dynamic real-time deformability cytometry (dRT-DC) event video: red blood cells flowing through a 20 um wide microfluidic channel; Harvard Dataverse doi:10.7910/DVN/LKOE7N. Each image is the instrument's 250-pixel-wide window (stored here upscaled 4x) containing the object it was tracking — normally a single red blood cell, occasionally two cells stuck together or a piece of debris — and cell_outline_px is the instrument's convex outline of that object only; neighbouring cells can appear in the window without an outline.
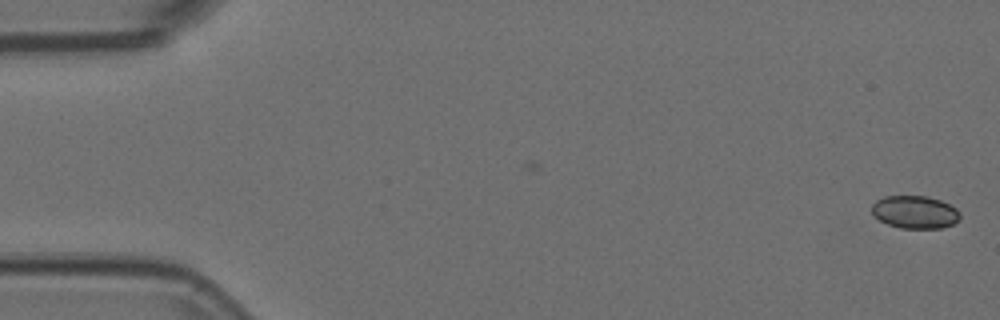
{"species": "Egyptian fruit bat (a non-hibernating species)", "species_latin": "Rousettus aegyptiacus", "temperature_condition": "room temperature", "stored_images_in_passage": 6, "segment_of_instrument_passage": [1, 2], "camera_frame_rate_fps": 3000, "um_per_image_px": 0.085, "animal": {"sex": "female"}, "frame": {"image": 1, "passage_image": 1, "time_ms": 0.0, "image_size_px": [1000, 320], "cell_outline_px": [[960, 220], [952, 224], [940, 228], [900, 228], [888, 224], [872, 216], [872, 204], [876, 200], [884, 196], [928, 196], [940, 200], [956, 208], [960, 212]], "centroid_in_image_um": [77.76, 18.02], "position_along_channel_um": 7.2, "area_um2": 16.94}}
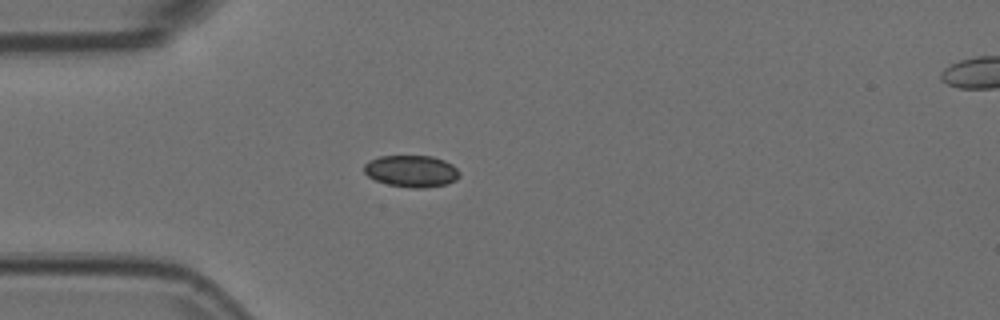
{"frame": {"image": 2, "passage_image": 5, "time_ms": 1.333, "image_size_px": [1000, 320], "cell_outline_px": [[460, 176], [456, 180], [444, 184], [424, 188], [412, 188], [388, 184], [376, 180], [368, 176], [364, 172], [364, 164], [368, 160], [380, 156], [432, 156], [444, 160], [452, 164], [460, 172]], "centroid_in_image_um": [34.97, 14.54], "position_along_channel_um": 50.0, "area_um2": 17.69}}